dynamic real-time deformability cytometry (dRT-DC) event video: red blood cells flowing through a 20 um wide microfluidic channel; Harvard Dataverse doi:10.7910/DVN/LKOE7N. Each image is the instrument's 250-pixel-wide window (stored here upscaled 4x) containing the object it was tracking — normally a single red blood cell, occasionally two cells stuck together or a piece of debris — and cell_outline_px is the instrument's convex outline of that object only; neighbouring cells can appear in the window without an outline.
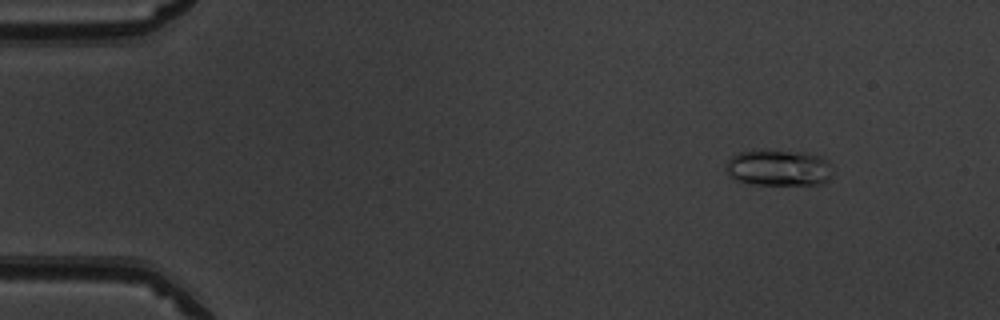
{"species": "common noctule bat (a hibernating species)", "species_latin": "Nyctalus noctula", "temperature_condition": "warm", "stored_images_in_passage": 47, "camera_frame_rate_fps": 3000, "um_per_image_px": 0.085, "animal": {"sex": "male", "body_mass_g": 19.5, "forearm_length_mm": 54.6}, "frame": {"image": 1, "passage_image": 2, "time_ms": 0.333, "image_size_px": [1000, 320], "cell_outline_px": [[832, 176], [828, 180], [820, 184], [756, 184], [736, 180], [728, 176], [728, 160], [736, 152], [752, 148], [764, 148], [804, 152], [820, 156], [828, 160]], "centroid_in_image_um": [66.16, 14.21], "position_along_channel_um": 18.8, "area_um2": 23.0}}
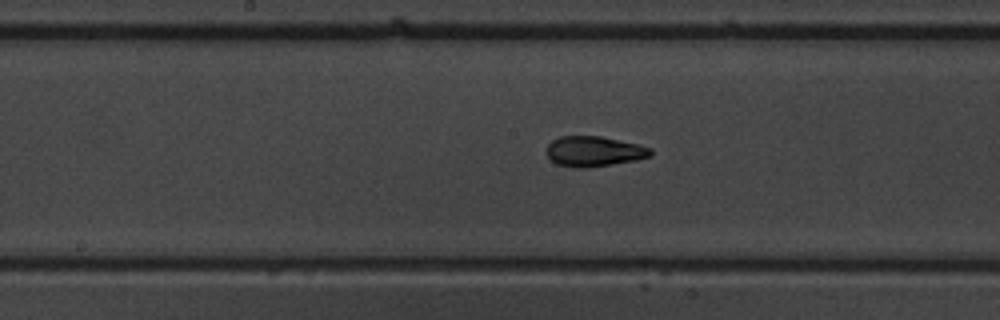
{"frame": {"image": 2, "passage_image": 23, "time_ms": 7.333, "image_size_px": [1000, 320], "cell_outline_px": [[652, 156], [636, 160], [588, 168], [572, 168], [556, 164], [544, 152], [548, 144], [552, 140], [560, 136], [600, 136], [636, 144], [652, 148]], "centroid_in_image_um": [50.45, 12.88], "position_along_channel_um": 197.7, "area_um2": 18.5}}
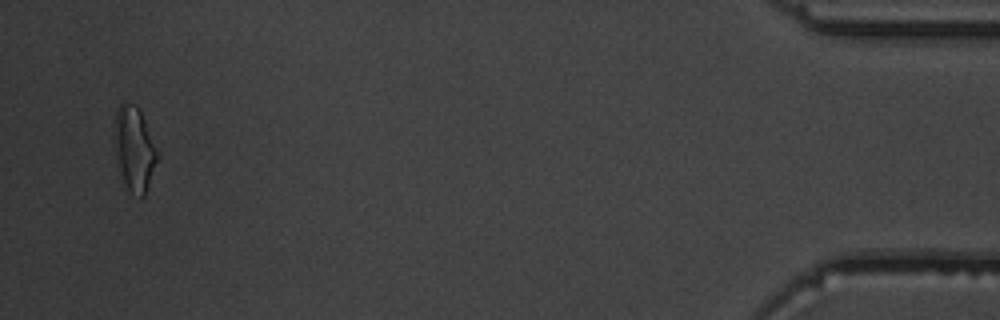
{"frame": {"image": 3, "passage_image": 46, "time_ms": 15.0, "image_size_px": [1000, 320], "cell_outline_px": [[160, 156], [144, 196], [140, 196], [128, 192], [124, 180], [112, 136], [116, 112], [120, 104], [124, 100], [136, 104], [140, 108], [160, 152]], "centroid_in_image_um": [11.45, 12.56], "position_along_channel_um": 423.7, "area_um2": 21.56}, "authors_computed_cell_mechanics": {"area_um2": 18.4382, "velocity_mm_per_s": 3.9776, "shape_relaxation_time_tau1_ms": 5.5158, "shape_relaxation_time_tau2_ms": 1.3199, "deformation_change_tau1": 0.1926, "deformation_change_tau2": 0.0678}}